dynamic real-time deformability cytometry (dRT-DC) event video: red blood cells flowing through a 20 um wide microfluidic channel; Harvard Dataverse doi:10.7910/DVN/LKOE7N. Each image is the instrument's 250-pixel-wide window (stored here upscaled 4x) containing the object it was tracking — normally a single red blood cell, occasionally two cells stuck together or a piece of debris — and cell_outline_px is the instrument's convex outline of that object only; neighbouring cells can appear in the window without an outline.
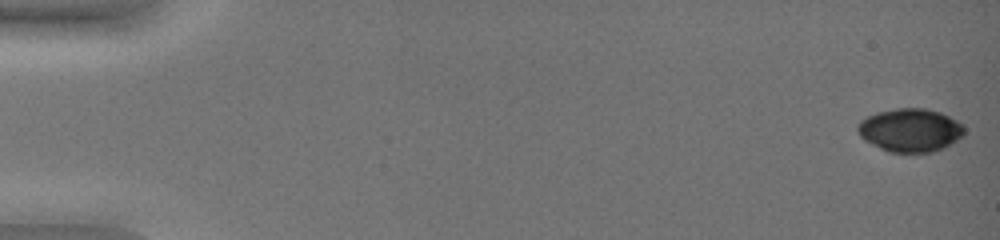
{"species": "common noctule bat (a hibernating species)", "species_latin": "Nyctalus noctula", "temperature_condition": "warm", "stored_images_in_passage": 52, "camera_frame_rate_fps": 3000, "um_per_image_px": 0.085, "animal": {"sex": "female", "body_mass_g": 19.0, "forearm_length_mm": 51.5}, "frame": {"image": 1, "passage_image": 1, "time_ms": 0.0, "image_size_px": [1000, 240], "cell_outline_px": [[964, 136], [944, 148], [932, 152], [888, 152], [864, 140], [860, 136], [856, 128], [860, 120], [876, 112], [896, 108], [924, 108], [940, 112], [956, 120], [964, 128]], "centroid_in_image_um": [77.35, 11.06], "position_along_channel_um": 7.6, "area_um2": 26.93}}
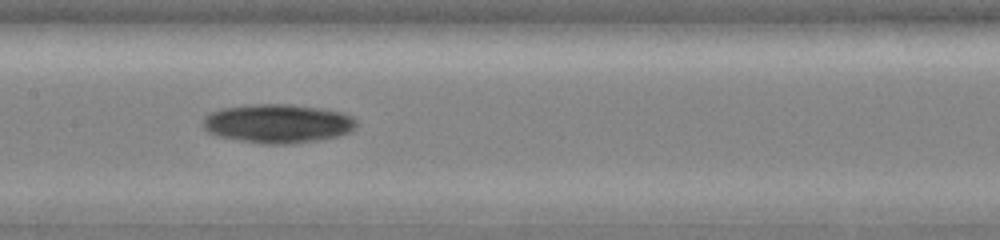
{"frame": {"image": 2, "passage_image": 29, "time_ms": 9.333, "image_size_px": [1000, 240], "cell_outline_px": [[356, 128], [352, 132], [320, 140], [288, 144], [264, 144], [216, 136], [208, 132], [204, 128], [204, 116], [220, 108], [252, 104], [292, 104], [324, 108], [340, 112], [352, 116], [356, 120]], "centroid_in_image_um": [23.63, 10.49], "position_along_channel_um": 183.8, "area_um2": 35.03}}
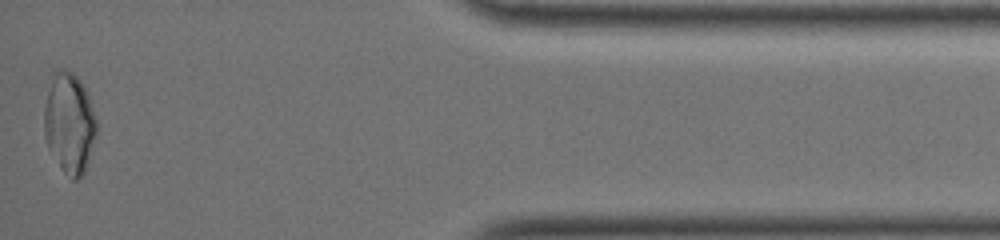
{"frame": {"image": 3, "passage_image": 52, "time_ms": 17.0, "image_size_px": [1000, 240], "cell_outline_px": [[100, 124], [88, 164], [84, 172], [76, 180], [72, 180], [60, 168], [48, 148], [44, 136], [44, 108], [52, 72], [56, 68], [64, 68], [72, 72], [84, 84]], "centroid_in_image_um": [5.92, 10.44], "position_along_channel_um": 429.3, "area_um2": 31.62}}